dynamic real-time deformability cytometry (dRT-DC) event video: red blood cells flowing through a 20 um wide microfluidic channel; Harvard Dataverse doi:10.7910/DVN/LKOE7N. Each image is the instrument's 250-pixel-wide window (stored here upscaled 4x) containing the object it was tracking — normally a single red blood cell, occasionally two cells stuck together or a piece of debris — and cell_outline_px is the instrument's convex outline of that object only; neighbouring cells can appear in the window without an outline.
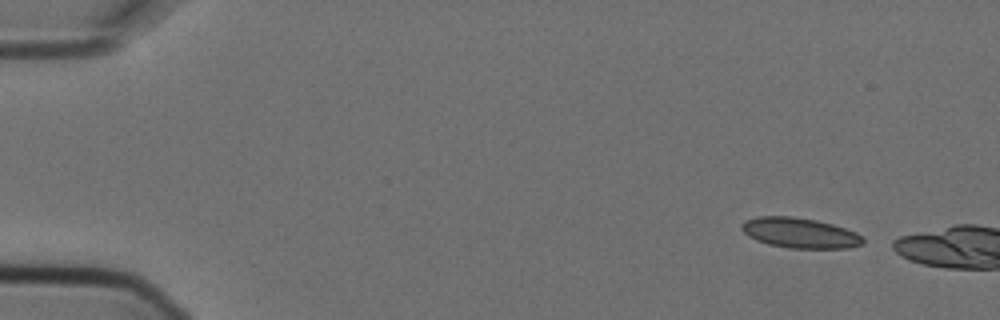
{"species": "Egyptian fruit bat (a non-hibernating species)", "species_latin": "Rousettus aegyptiacus", "temperature_condition": "cold", "stored_images_in_passage": 2, "camera_frame_rate_fps": 3000, "um_per_image_px": 0.085, "animal": {"sex": "female"}, "frame": {"image": 1, "passage_image": 1, "time_ms": 0.0, "image_size_px": [1000, 320], "cell_outline_px": [[864, 244], [848, 248], [788, 248], [768, 244], [756, 240], [748, 236], [740, 228], [740, 224], [744, 220], [756, 216], [792, 216], [816, 220], [832, 224], [856, 232], [864, 236]], "centroid_in_image_um": [67.97, 19.79], "position_along_channel_um": 17.0, "area_um2": 21.62}}